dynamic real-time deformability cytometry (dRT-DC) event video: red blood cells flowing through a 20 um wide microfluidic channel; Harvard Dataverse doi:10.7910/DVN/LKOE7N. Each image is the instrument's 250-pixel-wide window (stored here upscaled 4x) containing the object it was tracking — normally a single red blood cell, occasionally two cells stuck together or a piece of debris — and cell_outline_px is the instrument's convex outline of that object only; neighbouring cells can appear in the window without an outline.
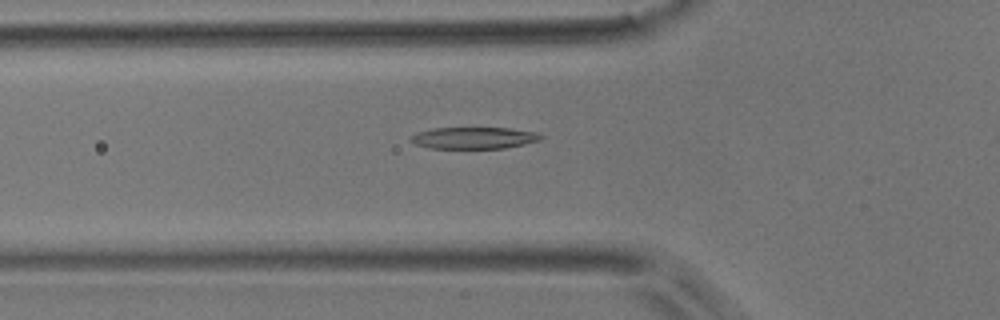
{"species": "common noctule bat (a hibernating species)", "species_latin": "Nyctalus noctula", "temperature_condition": "room temperature", "stored_images_in_passage": 37, "camera_frame_rate_fps": 3000, "um_per_image_px": 0.085, "animal": {"sex": "male", "body_mass_g": 17.9}, "frame": {"image": 1, "passage_image": 6, "time_ms": 1.667, "image_size_px": [1000, 320], "cell_outline_px": [[544, 136], [540, 140], [524, 144], [504, 148], [428, 148], [416, 144], [408, 140], [408, 136], [416, 132], [432, 128], [508, 128], [540, 132]], "centroid_in_image_um": [40.26, 11.71], "position_along_channel_um": 85.5, "area_um2": 16.65}}
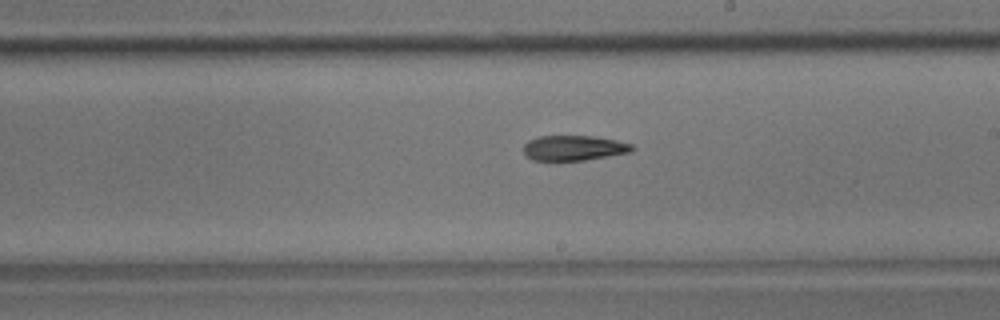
{"frame": {"image": 2, "passage_image": 18, "time_ms": 5.667, "image_size_px": [1000, 320], "cell_outline_px": [[636, 148], [632, 152], [584, 160], [532, 160], [524, 152], [524, 144], [528, 140], [540, 136], [592, 136], [616, 140], [632, 144]], "centroid_in_image_um": [48.81, 12.57], "position_along_channel_um": 240.2, "area_um2": 15.84}}
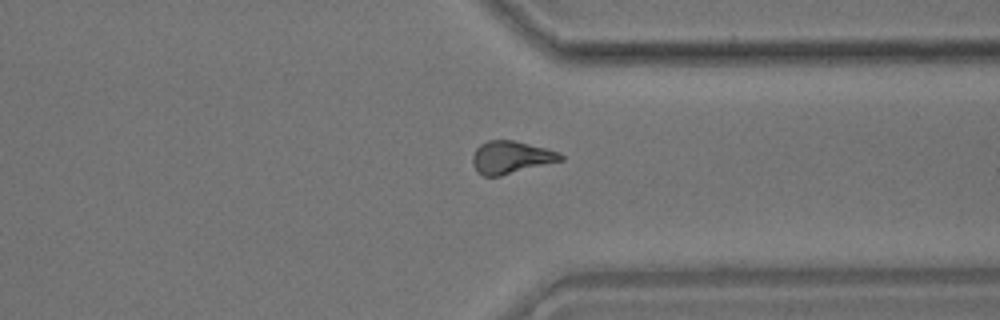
{"frame": {"image": 3, "passage_image": 28, "time_ms": 9.0, "image_size_px": [1000, 320], "cell_outline_px": [[564, 160], [500, 176], [484, 176], [472, 164], [472, 156], [476, 148], [480, 144], [488, 140], [512, 140], [544, 148], [556, 152], [564, 156]], "centroid_in_image_um": [43.41, 13.37], "position_along_channel_um": 368.0, "area_um2": 16.47}, "authors_computed_cell_mechanics": {"area_um2": 16.473, "velocity_mm_per_s": 3.8536, "shape_relaxation_time_tau1_ms": 5.91, "shape_relaxation_time_tau2_ms": null, "deformation_change_tau1": 0.1854, "deformation_change_tau2": null}}